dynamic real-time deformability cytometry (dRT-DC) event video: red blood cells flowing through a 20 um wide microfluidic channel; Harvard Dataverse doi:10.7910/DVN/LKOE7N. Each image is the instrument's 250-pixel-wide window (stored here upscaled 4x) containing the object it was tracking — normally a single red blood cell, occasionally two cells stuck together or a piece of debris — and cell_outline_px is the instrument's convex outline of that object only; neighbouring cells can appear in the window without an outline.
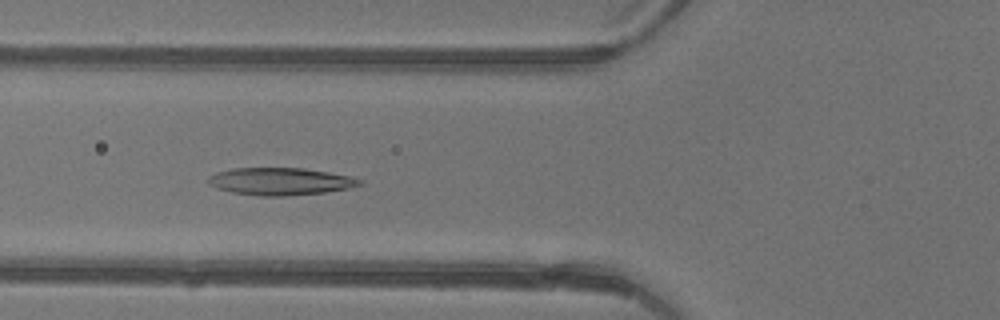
{"species": "common noctule bat (a hibernating species)", "species_latin": "Nyctalus noctula", "temperature_condition": "warm", "stored_images_in_passage": 46, "camera_frame_rate_fps": 3000, "um_per_image_px": 0.085, "animal": {"sex": "female"}, "frame": {"image": 1, "passage_image": 17, "time_ms": 5.333, "image_size_px": [1000, 320], "cell_outline_px": [[364, 184], [348, 188], [324, 192], [284, 196], [260, 196], [232, 192], [216, 188], [208, 184], [208, 176], [216, 172], [232, 168], [304, 168], [328, 172], [348, 176], [364, 180]], "centroid_in_image_um": [23.81, 15.41], "position_along_channel_um": 102.0, "area_um2": 24.16}}
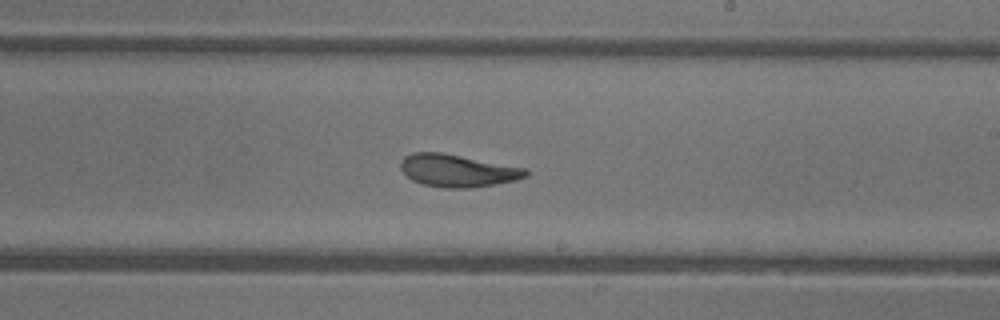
{"frame": {"image": 2, "passage_image": 27, "time_ms": 8.667, "image_size_px": [1000, 320], "cell_outline_px": [[528, 176], [516, 180], [472, 188], [444, 188], [424, 184], [412, 180], [400, 168], [400, 160], [404, 156], [412, 152], [444, 152], [528, 168]], "centroid_in_image_um": [38.91, 14.49], "position_along_channel_um": 250.1, "area_um2": 23.99}}
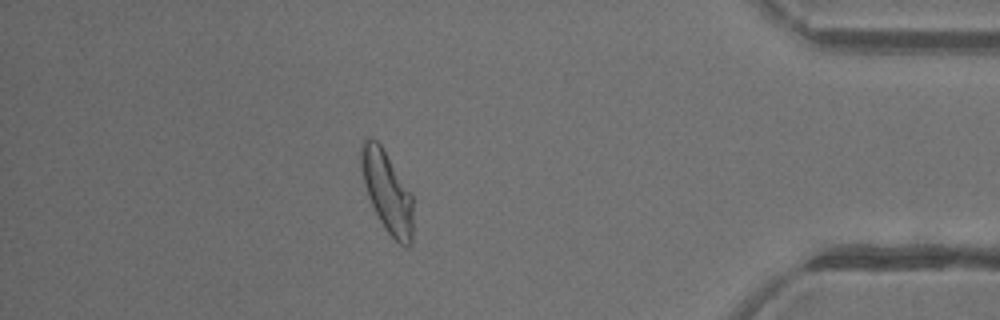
{"frame": {"image": 3, "passage_image": 40, "time_ms": 13.0, "image_size_px": [1000, 320], "cell_outline_px": [[412, 244], [408, 248], [404, 248], [384, 228], [368, 196], [364, 184], [360, 164], [360, 144], [368, 136], [372, 136], [380, 144], [412, 192]], "centroid_in_image_um": [32.9, 16.27], "position_along_channel_um": 402.3, "area_um2": 24.74}, "authors_computed_cell_mechanics": {"area_um2": 25.0852, "velocity_mm_per_s": 4.4294, "shape_relaxation_time_tau1_ms": null, "shape_relaxation_time_tau2_ms": 2.0985, "deformation_change_tau1": null, "deformation_change_tau2": 0.0937}}